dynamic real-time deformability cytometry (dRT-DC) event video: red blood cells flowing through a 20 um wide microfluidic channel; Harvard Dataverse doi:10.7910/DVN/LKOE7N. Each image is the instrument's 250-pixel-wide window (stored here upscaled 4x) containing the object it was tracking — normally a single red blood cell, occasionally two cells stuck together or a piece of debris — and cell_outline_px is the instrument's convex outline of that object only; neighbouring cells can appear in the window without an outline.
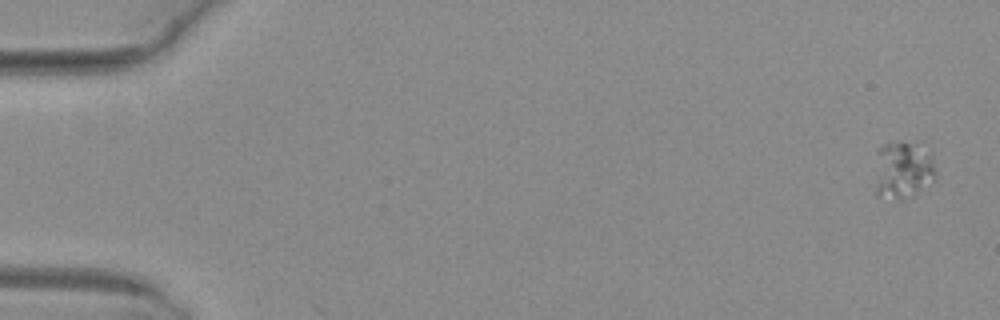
{"species": "common noctule bat (a hibernating species)", "species_latin": "Nyctalus noctula", "temperature_condition": "warm", "stored_images_in_passage": 6, "camera_frame_rate_fps": 3000, "um_per_image_px": 0.085, "animal": {"sex": "female", "body_mass_g": 29.2, "forearm_length_mm": 56.3}, "frame": {"image": 1, "passage_image": 1, "time_ms": 0.0, "image_size_px": [1000, 320], "cell_outline_px": [[936, 176], [932, 180], [912, 196], [876, 196], [876, 148], [884, 144], [900, 140], [908, 144], [928, 156], [932, 160], [936, 168]], "centroid_in_image_um": [76.67, 14.43], "position_along_channel_um": 8.3, "area_um2": 19.25}}
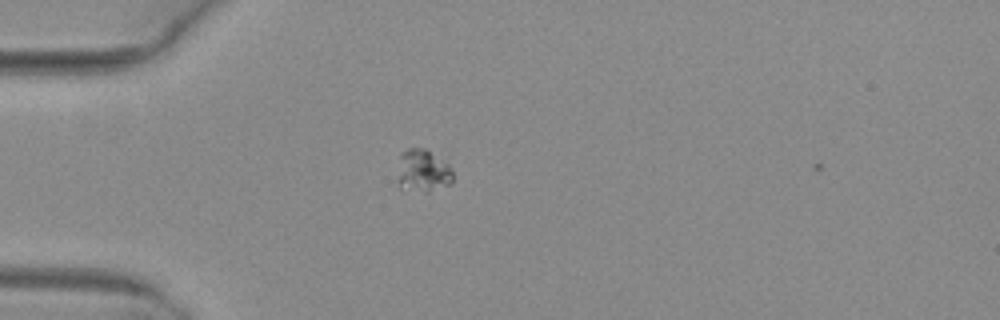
{"frame": {"image": 2, "passage_image": 5, "time_ms": 1.333, "image_size_px": [1000, 320], "cell_outline_px": [[452, 184], [424, 192], [400, 188], [396, 180], [400, 152], [408, 148], [428, 148], [448, 156], [452, 172]], "centroid_in_image_um": [35.99, 14.44], "position_along_channel_um": 49.0, "area_um2": 14.74}}